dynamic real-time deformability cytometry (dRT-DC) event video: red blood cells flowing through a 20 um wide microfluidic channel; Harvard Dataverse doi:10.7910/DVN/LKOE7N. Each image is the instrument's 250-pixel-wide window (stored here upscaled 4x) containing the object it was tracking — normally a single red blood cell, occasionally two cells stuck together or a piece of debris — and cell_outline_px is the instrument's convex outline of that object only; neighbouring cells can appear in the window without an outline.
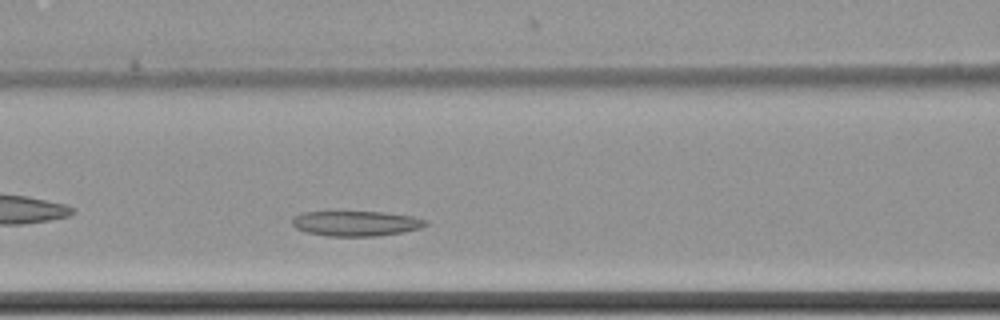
{"species": "common noctule bat (a hibernating species)", "species_latin": "Nyctalus noctula", "temperature_condition": "cold", "stored_images_in_passage": 41, "camera_frame_rate_fps": 3000, "um_per_image_px": 0.085, "animal": {"sex": "female", "body_mass_g": 22.7, "forearm_length_mm": 54.2}, "frame": {"image": 1, "passage_image": 10, "time_ms": 3.0, "image_size_px": [1000, 320], "cell_outline_px": [[428, 224], [420, 228], [404, 232], [376, 236], [328, 236], [308, 232], [296, 228], [292, 224], [292, 220], [300, 212], [384, 212], [412, 216], [428, 220]], "centroid_in_image_um": [30.3, 18.99], "position_along_channel_um": 136.3, "area_um2": 19.48}}
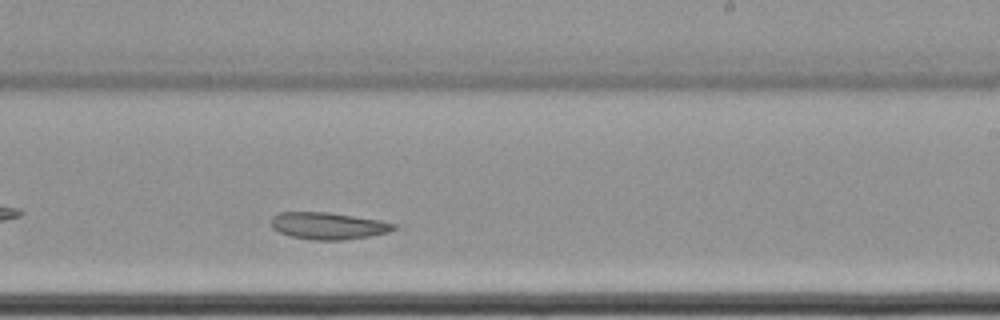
{"frame": {"image": 2, "passage_image": 21, "time_ms": 6.667, "image_size_px": [1000, 320], "cell_outline_px": [[396, 228], [388, 232], [372, 236], [344, 240], [316, 240], [288, 236], [272, 228], [272, 216], [276, 212], [328, 212], [380, 220], [396, 224]], "centroid_in_image_um": [27.89, 19.19], "position_along_channel_um": 261.1, "area_um2": 19.36}}
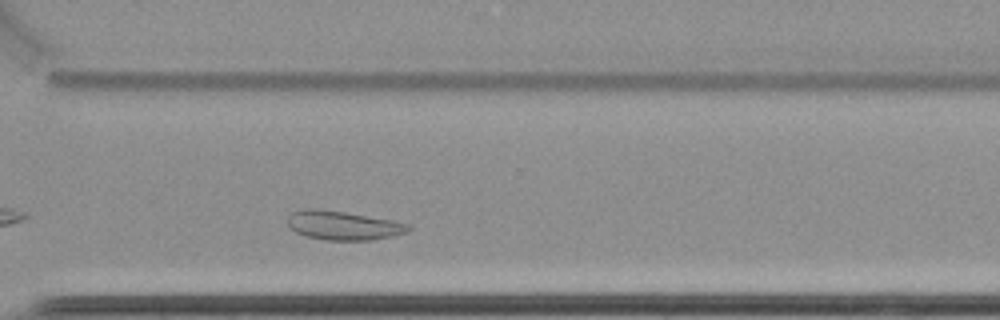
{"frame": {"image": 3, "passage_image": 28, "time_ms": 9.0, "image_size_px": [1000, 320], "cell_outline_px": [[412, 228], [404, 232], [392, 236], [372, 240], [324, 240], [304, 236], [296, 232], [288, 224], [288, 216], [292, 212], [304, 208], [312, 208], [344, 212], [392, 220], [408, 224]], "centroid_in_image_um": [29.14, 19.16], "position_along_channel_um": 341.5, "area_um2": 20.23}}